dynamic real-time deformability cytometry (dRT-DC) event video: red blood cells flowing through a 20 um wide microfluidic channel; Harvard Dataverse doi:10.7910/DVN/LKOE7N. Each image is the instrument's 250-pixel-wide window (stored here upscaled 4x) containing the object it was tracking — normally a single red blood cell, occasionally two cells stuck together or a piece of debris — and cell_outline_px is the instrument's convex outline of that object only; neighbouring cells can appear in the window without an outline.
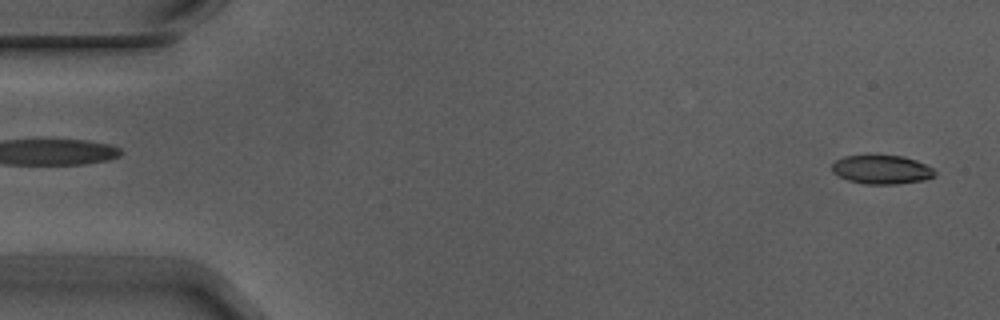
{"species": "Egyptian fruit bat (a non-hibernating species)", "species_latin": "Rousettus aegyptiacus", "temperature_condition": "warm", "stored_images_in_passage": 5, "segment_of_instrument_passage": [2, 2], "camera_frame_rate_fps": 3000, "um_per_image_px": 0.085, "animal": {"sex": "male"}, "frame": {"image": 1, "passage_image": 5, "time_ms": 1.333, "image_size_px": [1000, 320], "cell_outline_px": [[936, 176], [924, 180], [896, 184], [864, 184], [848, 180], [832, 172], [832, 164], [836, 160], [844, 156], [904, 156], [916, 160], [932, 168], [936, 172]], "centroid_in_image_um": [74.96, 14.42], "position_along_channel_um": 10.0, "area_um2": 17.17}}